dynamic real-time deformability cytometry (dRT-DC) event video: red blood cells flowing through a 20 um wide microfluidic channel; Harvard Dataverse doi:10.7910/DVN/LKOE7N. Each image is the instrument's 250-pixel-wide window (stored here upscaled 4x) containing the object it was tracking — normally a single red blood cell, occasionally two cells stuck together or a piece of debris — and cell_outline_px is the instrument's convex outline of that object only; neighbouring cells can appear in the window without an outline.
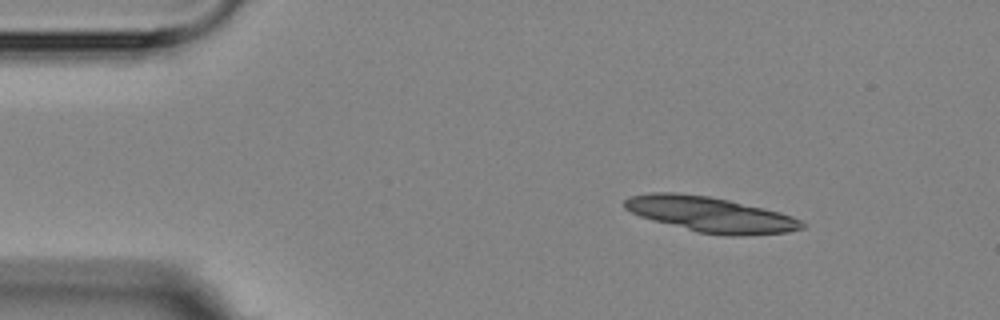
{"species": "Egyptian fruit bat (a non-hibernating species)", "species_latin": "Rousettus aegyptiacus", "temperature_condition": "room temperature", "stored_images_in_passage": 4, "camera_frame_rate_fps": 3000, "um_per_image_px": 0.085, "animal": {"sex": "female"}, "frame": {"image": 1, "passage_image": 1, "time_ms": 0.0, "image_size_px": [1000, 320], "cell_outline_px": [[804, 228], [788, 232], [732, 236], [728, 236], [696, 232], [652, 220], [640, 216], [624, 208], [624, 200], [628, 196], [652, 192], [676, 192], [708, 196], [728, 200], [764, 208], [780, 212], [792, 216], [800, 220], [804, 224]], "centroid_in_image_um": [60.36, 18.22], "position_along_channel_um": 24.6, "area_um2": 36.41}}